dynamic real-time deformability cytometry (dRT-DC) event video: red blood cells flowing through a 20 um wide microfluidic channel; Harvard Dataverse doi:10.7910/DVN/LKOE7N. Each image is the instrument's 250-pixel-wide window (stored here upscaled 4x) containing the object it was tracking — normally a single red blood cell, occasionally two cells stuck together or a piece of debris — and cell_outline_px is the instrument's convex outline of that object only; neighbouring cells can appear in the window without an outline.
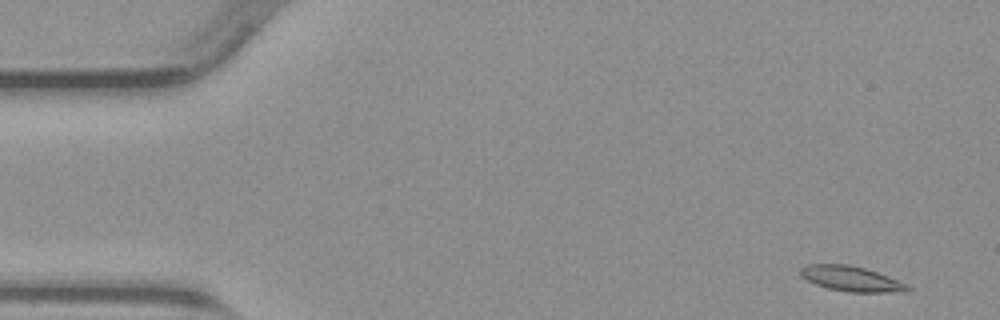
{"species": "common noctule bat (a hibernating species)", "species_latin": "Nyctalus noctula", "temperature_condition": "warm", "stored_images_in_passage": 10, "camera_frame_rate_fps": 3000, "um_per_image_px": 0.085, "animal": {"sex": "male", "body_mass_g": 23.1, "forearm_length_mm": 52.7}, "frame": {"image": 1, "passage_image": 1, "time_ms": 0.0, "image_size_px": [1000, 320], "cell_outline_px": [[912, 288], [888, 292], [848, 292], [828, 288], [816, 284], [800, 276], [800, 268], [808, 264], [848, 264], [864, 268], [888, 276], [908, 284]], "centroid_in_image_um": [72.3, 23.68], "position_along_channel_um": 12.7, "area_um2": 15.43}}